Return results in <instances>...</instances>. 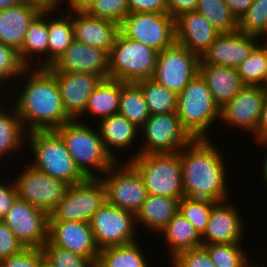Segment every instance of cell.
<instances>
[{"label": "cell", "mask_w": 267, "mask_h": 267, "mask_svg": "<svg viewBox=\"0 0 267 267\" xmlns=\"http://www.w3.org/2000/svg\"><path fill=\"white\" fill-rule=\"evenodd\" d=\"M94 125L98 127L105 149L116 161H121V156L118 157L117 152H127L133 146L137 147L135 143L141 138L140 129L119 113L103 118ZM115 149L118 151L115 152Z\"/></svg>", "instance_id": "d4e9b609"}, {"label": "cell", "mask_w": 267, "mask_h": 267, "mask_svg": "<svg viewBox=\"0 0 267 267\" xmlns=\"http://www.w3.org/2000/svg\"><path fill=\"white\" fill-rule=\"evenodd\" d=\"M120 31L157 52L176 42L175 19L168 13H129L121 23Z\"/></svg>", "instance_id": "8fae6325"}, {"label": "cell", "mask_w": 267, "mask_h": 267, "mask_svg": "<svg viewBox=\"0 0 267 267\" xmlns=\"http://www.w3.org/2000/svg\"><path fill=\"white\" fill-rule=\"evenodd\" d=\"M264 104L262 107L258 128L253 137L254 142L267 143V87L264 88Z\"/></svg>", "instance_id": "f907efd6"}, {"label": "cell", "mask_w": 267, "mask_h": 267, "mask_svg": "<svg viewBox=\"0 0 267 267\" xmlns=\"http://www.w3.org/2000/svg\"><path fill=\"white\" fill-rule=\"evenodd\" d=\"M267 23V0H253L247 11L238 20V30L258 36Z\"/></svg>", "instance_id": "b9f144b4"}, {"label": "cell", "mask_w": 267, "mask_h": 267, "mask_svg": "<svg viewBox=\"0 0 267 267\" xmlns=\"http://www.w3.org/2000/svg\"><path fill=\"white\" fill-rule=\"evenodd\" d=\"M33 3H37L44 9H59L58 0H26Z\"/></svg>", "instance_id": "11a10c76"}, {"label": "cell", "mask_w": 267, "mask_h": 267, "mask_svg": "<svg viewBox=\"0 0 267 267\" xmlns=\"http://www.w3.org/2000/svg\"><path fill=\"white\" fill-rule=\"evenodd\" d=\"M199 63L197 54L175 42L158 53L152 79L178 95L199 74Z\"/></svg>", "instance_id": "4fadbf2b"}, {"label": "cell", "mask_w": 267, "mask_h": 267, "mask_svg": "<svg viewBox=\"0 0 267 267\" xmlns=\"http://www.w3.org/2000/svg\"><path fill=\"white\" fill-rule=\"evenodd\" d=\"M105 202L106 187L101 178H86L68 187L64 198L50 212L49 221L90 222Z\"/></svg>", "instance_id": "9c48e42d"}, {"label": "cell", "mask_w": 267, "mask_h": 267, "mask_svg": "<svg viewBox=\"0 0 267 267\" xmlns=\"http://www.w3.org/2000/svg\"><path fill=\"white\" fill-rule=\"evenodd\" d=\"M60 89L65 112L77 120L85 111L91 93L103 80L93 73L52 72Z\"/></svg>", "instance_id": "44dd1931"}, {"label": "cell", "mask_w": 267, "mask_h": 267, "mask_svg": "<svg viewBox=\"0 0 267 267\" xmlns=\"http://www.w3.org/2000/svg\"><path fill=\"white\" fill-rule=\"evenodd\" d=\"M196 11L206 17L219 34L238 30V20L224 0H198Z\"/></svg>", "instance_id": "d590c367"}, {"label": "cell", "mask_w": 267, "mask_h": 267, "mask_svg": "<svg viewBox=\"0 0 267 267\" xmlns=\"http://www.w3.org/2000/svg\"><path fill=\"white\" fill-rule=\"evenodd\" d=\"M241 206L231 202V199L217 202L211 210L205 232L201 235L203 245L218 243H244V217L240 213ZM240 210V211H239Z\"/></svg>", "instance_id": "ac0fdd59"}, {"label": "cell", "mask_w": 267, "mask_h": 267, "mask_svg": "<svg viewBox=\"0 0 267 267\" xmlns=\"http://www.w3.org/2000/svg\"><path fill=\"white\" fill-rule=\"evenodd\" d=\"M130 13H167L165 0H127Z\"/></svg>", "instance_id": "c3c4849f"}, {"label": "cell", "mask_w": 267, "mask_h": 267, "mask_svg": "<svg viewBox=\"0 0 267 267\" xmlns=\"http://www.w3.org/2000/svg\"><path fill=\"white\" fill-rule=\"evenodd\" d=\"M243 243H218L202 245L216 267H248L253 261ZM244 248V249H243Z\"/></svg>", "instance_id": "8d00e7d4"}, {"label": "cell", "mask_w": 267, "mask_h": 267, "mask_svg": "<svg viewBox=\"0 0 267 267\" xmlns=\"http://www.w3.org/2000/svg\"><path fill=\"white\" fill-rule=\"evenodd\" d=\"M237 20L247 11L253 0H224Z\"/></svg>", "instance_id": "816d5d0a"}, {"label": "cell", "mask_w": 267, "mask_h": 267, "mask_svg": "<svg viewBox=\"0 0 267 267\" xmlns=\"http://www.w3.org/2000/svg\"><path fill=\"white\" fill-rule=\"evenodd\" d=\"M59 10L60 9H48V67L51 66L75 40L71 16L66 11L64 12V10H62V12ZM51 15H55L56 17Z\"/></svg>", "instance_id": "1f68e13d"}, {"label": "cell", "mask_w": 267, "mask_h": 267, "mask_svg": "<svg viewBox=\"0 0 267 267\" xmlns=\"http://www.w3.org/2000/svg\"><path fill=\"white\" fill-rule=\"evenodd\" d=\"M24 248L9 227L0 220V261L18 254Z\"/></svg>", "instance_id": "bcb514c9"}, {"label": "cell", "mask_w": 267, "mask_h": 267, "mask_svg": "<svg viewBox=\"0 0 267 267\" xmlns=\"http://www.w3.org/2000/svg\"><path fill=\"white\" fill-rule=\"evenodd\" d=\"M199 73L207 81L214 102L220 109L246 86L236 68L199 65Z\"/></svg>", "instance_id": "83f0119b"}, {"label": "cell", "mask_w": 267, "mask_h": 267, "mask_svg": "<svg viewBox=\"0 0 267 267\" xmlns=\"http://www.w3.org/2000/svg\"><path fill=\"white\" fill-rule=\"evenodd\" d=\"M263 86H244L236 96L220 109V121L227 127L255 134L264 104ZM247 131V132H246Z\"/></svg>", "instance_id": "2e32d148"}, {"label": "cell", "mask_w": 267, "mask_h": 267, "mask_svg": "<svg viewBox=\"0 0 267 267\" xmlns=\"http://www.w3.org/2000/svg\"><path fill=\"white\" fill-rule=\"evenodd\" d=\"M72 18L75 40L100 50H111L120 25L89 15L87 12H67Z\"/></svg>", "instance_id": "603a6c76"}, {"label": "cell", "mask_w": 267, "mask_h": 267, "mask_svg": "<svg viewBox=\"0 0 267 267\" xmlns=\"http://www.w3.org/2000/svg\"><path fill=\"white\" fill-rule=\"evenodd\" d=\"M118 113L126 117L138 129L149 119L151 114L143 92L136 83H125L122 81Z\"/></svg>", "instance_id": "836d02e7"}, {"label": "cell", "mask_w": 267, "mask_h": 267, "mask_svg": "<svg viewBox=\"0 0 267 267\" xmlns=\"http://www.w3.org/2000/svg\"><path fill=\"white\" fill-rule=\"evenodd\" d=\"M26 2V0H0V10L6 9L18 4H22Z\"/></svg>", "instance_id": "9f6ffc18"}, {"label": "cell", "mask_w": 267, "mask_h": 267, "mask_svg": "<svg viewBox=\"0 0 267 267\" xmlns=\"http://www.w3.org/2000/svg\"><path fill=\"white\" fill-rule=\"evenodd\" d=\"M6 106L9 109L5 108ZM26 135L27 131L23 127L22 121L18 116L16 109L12 104L10 105L9 100L8 103L6 101V105L3 104L2 107H0V167L1 168H3L2 166H4L5 164H8L5 163L4 161L5 158L11 157L10 162L11 161L13 162L14 160L12 156H14V154L16 153L20 154L21 152L23 154L24 152L23 150L26 149V142H25Z\"/></svg>", "instance_id": "f1b7e54d"}, {"label": "cell", "mask_w": 267, "mask_h": 267, "mask_svg": "<svg viewBox=\"0 0 267 267\" xmlns=\"http://www.w3.org/2000/svg\"><path fill=\"white\" fill-rule=\"evenodd\" d=\"M44 264L42 248H24L18 254L0 261V267H42Z\"/></svg>", "instance_id": "ee69618b"}, {"label": "cell", "mask_w": 267, "mask_h": 267, "mask_svg": "<svg viewBox=\"0 0 267 267\" xmlns=\"http://www.w3.org/2000/svg\"><path fill=\"white\" fill-rule=\"evenodd\" d=\"M101 180L106 187L107 202L134 215L148 197L141 175L129 161H116Z\"/></svg>", "instance_id": "30bf717a"}, {"label": "cell", "mask_w": 267, "mask_h": 267, "mask_svg": "<svg viewBox=\"0 0 267 267\" xmlns=\"http://www.w3.org/2000/svg\"><path fill=\"white\" fill-rule=\"evenodd\" d=\"M66 1H67V0H58V6H59L60 10H61V8H62L60 5L63 6V4H65Z\"/></svg>", "instance_id": "6125c7cd"}, {"label": "cell", "mask_w": 267, "mask_h": 267, "mask_svg": "<svg viewBox=\"0 0 267 267\" xmlns=\"http://www.w3.org/2000/svg\"><path fill=\"white\" fill-rule=\"evenodd\" d=\"M170 262L173 267H216L203 247L181 252Z\"/></svg>", "instance_id": "f6af8a7d"}, {"label": "cell", "mask_w": 267, "mask_h": 267, "mask_svg": "<svg viewBox=\"0 0 267 267\" xmlns=\"http://www.w3.org/2000/svg\"><path fill=\"white\" fill-rule=\"evenodd\" d=\"M2 221L25 248H42L48 241L49 214L16 197Z\"/></svg>", "instance_id": "9a60e30c"}, {"label": "cell", "mask_w": 267, "mask_h": 267, "mask_svg": "<svg viewBox=\"0 0 267 267\" xmlns=\"http://www.w3.org/2000/svg\"><path fill=\"white\" fill-rule=\"evenodd\" d=\"M256 145H259L260 146V148L262 147L263 148V146L265 147V148H263V150H265L266 149V151H267V143H258V144H256ZM265 154V155H264ZM263 155L265 156L264 158H262L263 159V161H262V169H261V176H263L262 177V179H263V183H264V181H265V186H267V152H264L263 153Z\"/></svg>", "instance_id": "db71d44e"}, {"label": "cell", "mask_w": 267, "mask_h": 267, "mask_svg": "<svg viewBox=\"0 0 267 267\" xmlns=\"http://www.w3.org/2000/svg\"><path fill=\"white\" fill-rule=\"evenodd\" d=\"M259 263H260V262H258V263L256 262V263L254 264V263L251 262V263L249 264L248 267H266V266H263L262 263H261V264H259ZM256 264H257V265H256ZM258 264H259V265H258Z\"/></svg>", "instance_id": "94428289"}, {"label": "cell", "mask_w": 267, "mask_h": 267, "mask_svg": "<svg viewBox=\"0 0 267 267\" xmlns=\"http://www.w3.org/2000/svg\"><path fill=\"white\" fill-rule=\"evenodd\" d=\"M176 114L193 139H210L209 130L220 123V108L200 73L177 95Z\"/></svg>", "instance_id": "5b68a950"}, {"label": "cell", "mask_w": 267, "mask_h": 267, "mask_svg": "<svg viewBox=\"0 0 267 267\" xmlns=\"http://www.w3.org/2000/svg\"><path fill=\"white\" fill-rule=\"evenodd\" d=\"M48 44V9H44L27 30L23 45L18 51L21 62L26 67H48Z\"/></svg>", "instance_id": "4316f807"}, {"label": "cell", "mask_w": 267, "mask_h": 267, "mask_svg": "<svg viewBox=\"0 0 267 267\" xmlns=\"http://www.w3.org/2000/svg\"><path fill=\"white\" fill-rule=\"evenodd\" d=\"M159 236L164 238L162 239L166 244L164 247L169 251V263L179 253L203 245L202 236L179 211L170 219Z\"/></svg>", "instance_id": "f546056e"}, {"label": "cell", "mask_w": 267, "mask_h": 267, "mask_svg": "<svg viewBox=\"0 0 267 267\" xmlns=\"http://www.w3.org/2000/svg\"><path fill=\"white\" fill-rule=\"evenodd\" d=\"M158 53L151 47L134 41L119 31L109 52L110 79L136 83L152 78Z\"/></svg>", "instance_id": "8992f818"}, {"label": "cell", "mask_w": 267, "mask_h": 267, "mask_svg": "<svg viewBox=\"0 0 267 267\" xmlns=\"http://www.w3.org/2000/svg\"><path fill=\"white\" fill-rule=\"evenodd\" d=\"M198 0H165L167 13L174 19L186 12L196 11Z\"/></svg>", "instance_id": "681fc988"}, {"label": "cell", "mask_w": 267, "mask_h": 267, "mask_svg": "<svg viewBox=\"0 0 267 267\" xmlns=\"http://www.w3.org/2000/svg\"><path fill=\"white\" fill-rule=\"evenodd\" d=\"M139 136L143 137L139 139L143 145L139 144V149L137 148L135 153L132 152L130 158L121 160L129 161L138 155L176 153L193 140L182 126L176 112L150 115L140 128Z\"/></svg>", "instance_id": "ba28073f"}, {"label": "cell", "mask_w": 267, "mask_h": 267, "mask_svg": "<svg viewBox=\"0 0 267 267\" xmlns=\"http://www.w3.org/2000/svg\"><path fill=\"white\" fill-rule=\"evenodd\" d=\"M26 143L29 147L28 153L32 154V160L28 161V164L34 169L61 180L69 186L86 179L75 165L63 139L55 130L28 132Z\"/></svg>", "instance_id": "277c9868"}, {"label": "cell", "mask_w": 267, "mask_h": 267, "mask_svg": "<svg viewBox=\"0 0 267 267\" xmlns=\"http://www.w3.org/2000/svg\"><path fill=\"white\" fill-rule=\"evenodd\" d=\"M237 72L243 83L249 86H263L265 88V43H260L238 67Z\"/></svg>", "instance_id": "74e56055"}, {"label": "cell", "mask_w": 267, "mask_h": 267, "mask_svg": "<svg viewBox=\"0 0 267 267\" xmlns=\"http://www.w3.org/2000/svg\"><path fill=\"white\" fill-rule=\"evenodd\" d=\"M4 179L6 180V177H0V181H3L0 182V220L8 213L17 197L14 182L12 180L5 182Z\"/></svg>", "instance_id": "7dc6e473"}, {"label": "cell", "mask_w": 267, "mask_h": 267, "mask_svg": "<svg viewBox=\"0 0 267 267\" xmlns=\"http://www.w3.org/2000/svg\"><path fill=\"white\" fill-rule=\"evenodd\" d=\"M55 131L63 139L75 165L86 178H101L116 162L105 149L97 126L71 120Z\"/></svg>", "instance_id": "3957f363"}, {"label": "cell", "mask_w": 267, "mask_h": 267, "mask_svg": "<svg viewBox=\"0 0 267 267\" xmlns=\"http://www.w3.org/2000/svg\"><path fill=\"white\" fill-rule=\"evenodd\" d=\"M4 91V92H3ZM6 91V92H5ZM4 93V94H3ZM5 93H7V95L5 94ZM3 96V97H2ZM3 98V99H2ZM5 98V99H4ZM6 98H8V90L7 89H5L2 85H0V107H2L1 105L2 104H4V103H6V102H4V101H8V99H6ZM1 100H3V101H1Z\"/></svg>", "instance_id": "6f0895ef"}, {"label": "cell", "mask_w": 267, "mask_h": 267, "mask_svg": "<svg viewBox=\"0 0 267 267\" xmlns=\"http://www.w3.org/2000/svg\"><path fill=\"white\" fill-rule=\"evenodd\" d=\"M25 68L18 52L0 42V85L9 91Z\"/></svg>", "instance_id": "60d3db41"}, {"label": "cell", "mask_w": 267, "mask_h": 267, "mask_svg": "<svg viewBox=\"0 0 267 267\" xmlns=\"http://www.w3.org/2000/svg\"><path fill=\"white\" fill-rule=\"evenodd\" d=\"M89 224L100 250L135 242L137 236H141L136 228L134 214L108 202L93 214Z\"/></svg>", "instance_id": "7c38bea8"}, {"label": "cell", "mask_w": 267, "mask_h": 267, "mask_svg": "<svg viewBox=\"0 0 267 267\" xmlns=\"http://www.w3.org/2000/svg\"><path fill=\"white\" fill-rule=\"evenodd\" d=\"M23 168V171L18 175L15 173L16 177L14 175L12 179L17 197L50 214L64 198L69 185L34 169L29 164Z\"/></svg>", "instance_id": "5bb4252c"}, {"label": "cell", "mask_w": 267, "mask_h": 267, "mask_svg": "<svg viewBox=\"0 0 267 267\" xmlns=\"http://www.w3.org/2000/svg\"><path fill=\"white\" fill-rule=\"evenodd\" d=\"M143 92L151 115L174 113L177 95L152 78L136 82Z\"/></svg>", "instance_id": "e575fe53"}, {"label": "cell", "mask_w": 267, "mask_h": 267, "mask_svg": "<svg viewBox=\"0 0 267 267\" xmlns=\"http://www.w3.org/2000/svg\"><path fill=\"white\" fill-rule=\"evenodd\" d=\"M43 10L30 1L0 10V42L18 52L30 24Z\"/></svg>", "instance_id": "cb8c5ba5"}, {"label": "cell", "mask_w": 267, "mask_h": 267, "mask_svg": "<svg viewBox=\"0 0 267 267\" xmlns=\"http://www.w3.org/2000/svg\"><path fill=\"white\" fill-rule=\"evenodd\" d=\"M259 44L256 35L242 33L239 30L219 34L200 57L199 65H217L237 69Z\"/></svg>", "instance_id": "e0dca14e"}, {"label": "cell", "mask_w": 267, "mask_h": 267, "mask_svg": "<svg viewBox=\"0 0 267 267\" xmlns=\"http://www.w3.org/2000/svg\"><path fill=\"white\" fill-rule=\"evenodd\" d=\"M121 92L122 81L113 79L102 80L89 96L85 111L77 120L86 122V118V123H89L87 116H91L93 120L94 118L96 119L97 123V121L99 122L103 118L118 113Z\"/></svg>", "instance_id": "4dcf8cb0"}, {"label": "cell", "mask_w": 267, "mask_h": 267, "mask_svg": "<svg viewBox=\"0 0 267 267\" xmlns=\"http://www.w3.org/2000/svg\"><path fill=\"white\" fill-rule=\"evenodd\" d=\"M260 43H267V23L263 31L257 36Z\"/></svg>", "instance_id": "680465c9"}, {"label": "cell", "mask_w": 267, "mask_h": 267, "mask_svg": "<svg viewBox=\"0 0 267 267\" xmlns=\"http://www.w3.org/2000/svg\"><path fill=\"white\" fill-rule=\"evenodd\" d=\"M265 59H266V73H265V88L267 87V43H265Z\"/></svg>", "instance_id": "91938a15"}, {"label": "cell", "mask_w": 267, "mask_h": 267, "mask_svg": "<svg viewBox=\"0 0 267 267\" xmlns=\"http://www.w3.org/2000/svg\"><path fill=\"white\" fill-rule=\"evenodd\" d=\"M129 162L141 175L148 194L184 197L179 152L138 155Z\"/></svg>", "instance_id": "52a82bcc"}, {"label": "cell", "mask_w": 267, "mask_h": 267, "mask_svg": "<svg viewBox=\"0 0 267 267\" xmlns=\"http://www.w3.org/2000/svg\"><path fill=\"white\" fill-rule=\"evenodd\" d=\"M138 242L101 249L96 267H142L150 258Z\"/></svg>", "instance_id": "d6a6232c"}, {"label": "cell", "mask_w": 267, "mask_h": 267, "mask_svg": "<svg viewBox=\"0 0 267 267\" xmlns=\"http://www.w3.org/2000/svg\"><path fill=\"white\" fill-rule=\"evenodd\" d=\"M51 72L93 73L110 79L109 51L74 40L69 48L49 67Z\"/></svg>", "instance_id": "d6986e66"}, {"label": "cell", "mask_w": 267, "mask_h": 267, "mask_svg": "<svg viewBox=\"0 0 267 267\" xmlns=\"http://www.w3.org/2000/svg\"><path fill=\"white\" fill-rule=\"evenodd\" d=\"M176 42L201 57L219 36L209 20L197 11L175 19Z\"/></svg>", "instance_id": "7402d4cb"}, {"label": "cell", "mask_w": 267, "mask_h": 267, "mask_svg": "<svg viewBox=\"0 0 267 267\" xmlns=\"http://www.w3.org/2000/svg\"><path fill=\"white\" fill-rule=\"evenodd\" d=\"M87 13L121 25L130 11L127 0H95Z\"/></svg>", "instance_id": "7bdbcfd3"}, {"label": "cell", "mask_w": 267, "mask_h": 267, "mask_svg": "<svg viewBox=\"0 0 267 267\" xmlns=\"http://www.w3.org/2000/svg\"><path fill=\"white\" fill-rule=\"evenodd\" d=\"M149 262H146L142 267H150L152 264H148Z\"/></svg>", "instance_id": "be15d7a7"}, {"label": "cell", "mask_w": 267, "mask_h": 267, "mask_svg": "<svg viewBox=\"0 0 267 267\" xmlns=\"http://www.w3.org/2000/svg\"><path fill=\"white\" fill-rule=\"evenodd\" d=\"M179 201L180 199L177 198L148 194V197L134 215L136 228L143 227L153 235L157 233L156 236H158L170 219L178 212Z\"/></svg>", "instance_id": "484cf974"}, {"label": "cell", "mask_w": 267, "mask_h": 267, "mask_svg": "<svg viewBox=\"0 0 267 267\" xmlns=\"http://www.w3.org/2000/svg\"><path fill=\"white\" fill-rule=\"evenodd\" d=\"M42 251L49 267H96L94 260L54 246L49 241L43 245Z\"/></svg>", "instance_id": "ab89813d"}, {"label": "cell", "mask_w": 267, "mask_h": 267, "mask_svg": "<svg viewBox=\"0 0 267 267\" xmlns=\"http://www.w3.org/2000/svg\"><path fill=\"white\" fill-rule=\"evenodd\" d=\"M216 203L215 201L207 199L183 197L179 201L178 211L195 227L199 234L202 235L208 224L212 207Z\"/></svg>", "instance_id": "f35d334b"}, {"label": "cell", "mask_w": 267, "mask_h": 267, "mask_svg": "<svg viewBox=\"0 0 267 267\" xmlns=\"http://www.w3.org/2000/svg\"><path fill=\"white\" fill-rule=\"evenodd\" d=\"M15 83L9 91L14 93L17 89V95L8 91L7 99L16 109L27 133L56 130L72 120L63 107L56 78L47 67H26Z\"/></svg>", "instance_id": "6da1fadb"}, {"label": "cell", "mask_w": 267, "mask_h": 267, "mask_svg": "<svg viewBox=\"0 0 267 267\" xmlns=\"http://www.w3.org/2000/svg\"><path fill=\"white\" fill-rule=\"evenodd\" d=\"M216 145L211 139H193L179 151L184 197L215 202L230 199L225 153Z\"/></svg>", "instance_id": "7a4b0ae2"}, {"label": "cell", "mask_w": 267, "mask_h": 267, "mask_svg": "<svg viewBox=\"0 0 267 267\" xmlns=\"http://www.w3.org/2000/svg\"><path fill=\"white\" fill-rule=\"evenodd\" d=\"M95 0H67L61 9L66 12H87L94 4ZM67 5V9L66 8Z\"/></svg>", "instance_id": "f5cc1de1"}, {"label": "cell", "mask_w": 267, "mask_h": 267, "mask_svg": "<svg viewBox=\"0 0 267 267\" xmlns=\"http://www.w3.org/2000/svg\"><path fill=\"white\" fill-rule=\"evenodd\" d=\"M48 241L96 263L98 261L100 249L89 222L49 221Z\"/></svg>", "instance_id": "ffe728a7"}]
</instances>
